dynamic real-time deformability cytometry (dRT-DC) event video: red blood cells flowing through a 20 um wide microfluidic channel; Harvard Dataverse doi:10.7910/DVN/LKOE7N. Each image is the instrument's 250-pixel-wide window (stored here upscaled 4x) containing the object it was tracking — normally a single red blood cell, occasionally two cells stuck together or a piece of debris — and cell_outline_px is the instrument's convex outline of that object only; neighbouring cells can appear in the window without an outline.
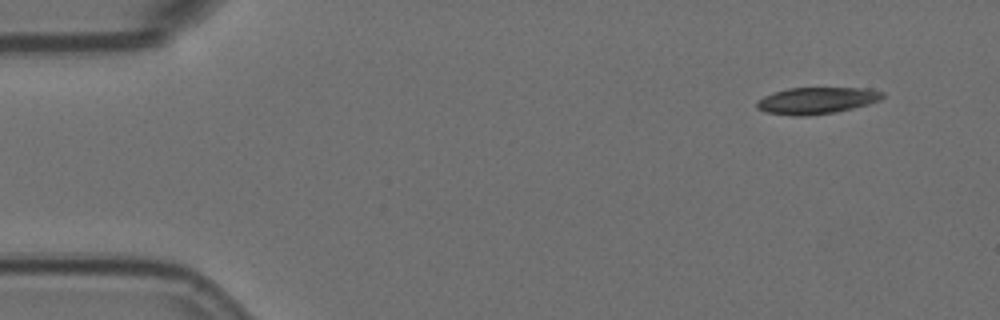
{"species": "Egyptian fruit bat (a non-hibernating species)", "species_latin": "Rousettus aegyptiacus", "temperature_condition": "room temperature", "stored_images_in_passage": 6, "camera_frame_rate_fps": 3000, "um_per_image_px": 0.085, "animal": {"sex": "female"}, "frame": {"image": 1, "passage_image": 1, "time_ms": 0.0, "image_size_px": [1000, 320], "cell_outline_px": [[884, 96], [880, 100], [868, 104], [836, 112], [804, 116], [792, 116], [764, 112], [756, 108], [756, 100], [772, 92], [788, 88], [868, 88], [884, 92]], "centroid_in_image_um": [69.37, 8.55], "position_along_channel_um": 15.6, "area_um2": 19.71}}
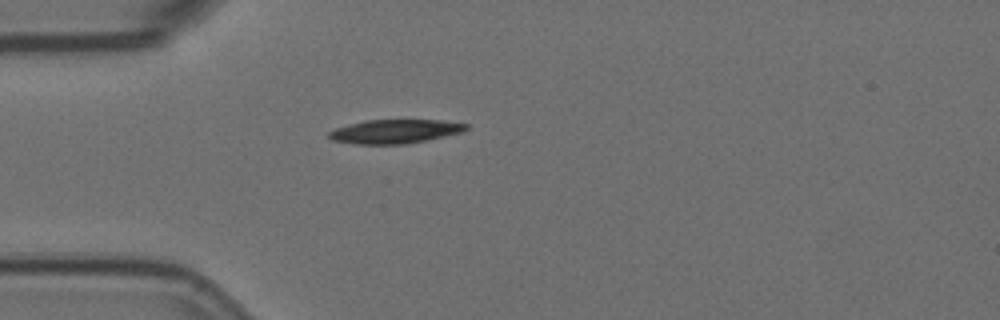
{"frame": {"image": 2, "passage_image": 4, "time_ms": 1.0, "image_size_px": [1000, 320], "cell_outline_px": [[468, 128], [464, 132], [404, 144], [356, 144], [332, 140], [328, 136], [328, 132], [336, 128], [348, 124], [364, 120], [440, 120], [468, 124]], "centroid_in_image_um": [33.55, 11.16], "position_along_channel_um": 51.4, "area_um2": 19.02}}
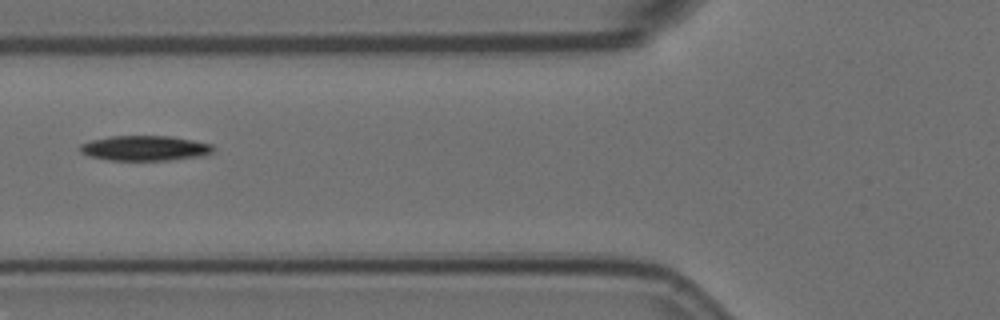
{"frame": {"image": 3, "passage_image": 6, "time_ms": 1.667, "image_size_px": [1000, 320], "cell_outline_px": [[216, 148], [212, 152], [204, 156], [172, 160], [108, 160], [88, 156], [80, 152], [80, 144], [92, 140], [112, 136], [172, 136], [212, 144]], "centroid_in_image_um": [12.35, 12.6], "position_along_channel_um": 113.5, "area_um2": 19.59}}